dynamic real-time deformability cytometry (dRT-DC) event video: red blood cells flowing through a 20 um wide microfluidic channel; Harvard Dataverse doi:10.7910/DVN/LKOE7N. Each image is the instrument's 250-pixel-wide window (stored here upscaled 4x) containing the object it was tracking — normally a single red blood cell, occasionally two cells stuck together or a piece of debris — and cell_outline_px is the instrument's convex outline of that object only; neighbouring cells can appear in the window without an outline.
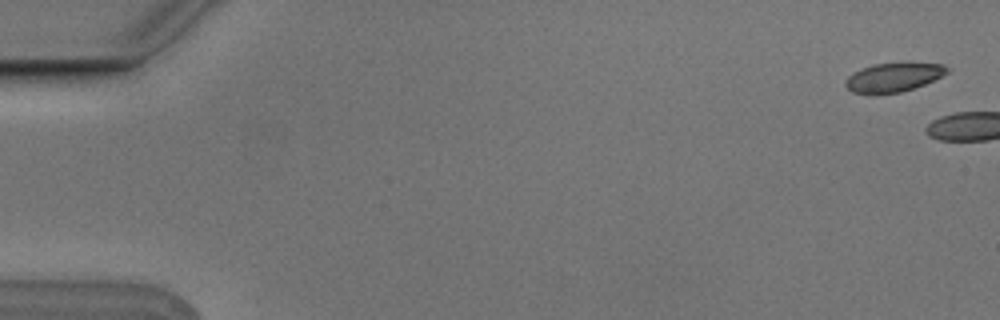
{"species": "Egyptian fruit bat (a non-hibernating species)", "species_latin": "Rousettus aegyptiacus", "temperature_condition": "cold", "stored_images_in_passage": 2, "camera_frame_rate_fps": 3000, "um_per_image_px": 0.085, "animal": {"sex": "male"}, "frame": {"image": 1, "passage_image": 1, "time_ms": 0.0, "image_size_px": [1000, 320], "cell_outline_px": [[952, 68], [948, 72], [924, 84], [900, 92], [876, 96], [852, 92], [844, 84], [844, 80], [852, 72], [872, 64], [908, 60], [944, 64]], "centroid_in_image_um": [75.94, 6.54], "position_along_channel_um": 9.1, "area_um2": 18.21}}